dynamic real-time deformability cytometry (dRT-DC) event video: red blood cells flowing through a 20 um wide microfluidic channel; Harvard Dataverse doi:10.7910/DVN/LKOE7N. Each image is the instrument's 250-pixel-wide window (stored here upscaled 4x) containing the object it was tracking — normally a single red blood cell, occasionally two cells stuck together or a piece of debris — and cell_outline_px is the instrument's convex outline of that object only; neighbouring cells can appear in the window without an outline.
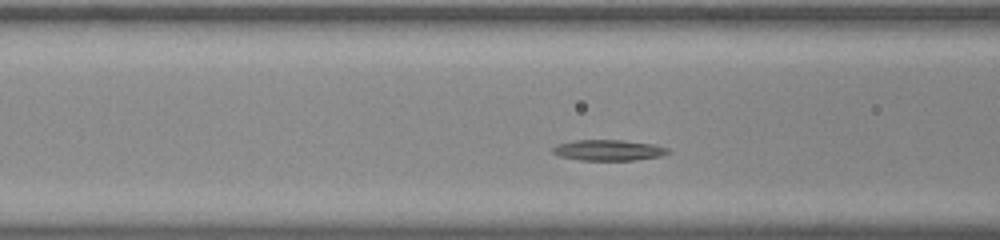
{"species": "common noctule bat (a hibernating species)", "species_latin": "Nyctalus noctula", "temperature_condition": "room temperature", "stored_images_in_passage": 36, "camera_frame_rate_fps": 3000, "um_per_image_px": 0.085, "animal": {"sex": "male", "body_mass_g": 20.0, "forearm_length_mm": 53.3}, "frame": {"image": 1, "passage_image": 9, "time_ms": 2.667, "image_size_px": [1000, 240], "cell_outline_px": [[668, 152], [660, 156], [636, 160], [580, 160], [560, 156], [552, 152], [552, 148], [556, 144], [572, 140], [620, 140], [652, 144], [668, 148]], "centroid_in_image_um": [51.66, 12.76], "position_along_channel_um": 114.9, "area_um2": 13.87}}
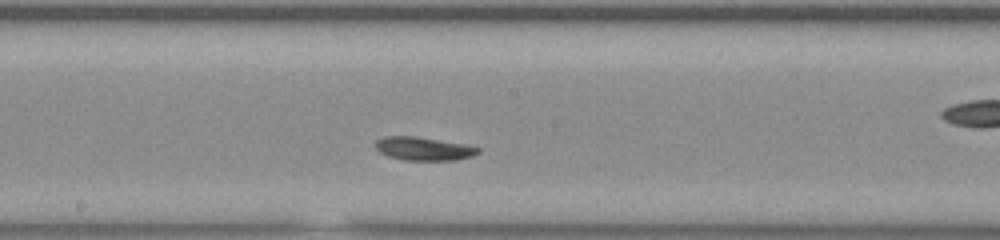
{"frame": {"image": 2, "passage_image": 17, "time_ms": 5.333, "image_size_px": [1000, 240], "cell_outline_px": [[480, 152], [472, 156], [456, 160], [404, 160], [388, 156], [380, 152], [376, 148], [376, 140], [384, 136], [416, 136], [464, 144], [480, 148]], "centroid_in_image_um": [36.01, 12.64], "position_along_channel_um": 212.2, "area_um2": 13.93}}
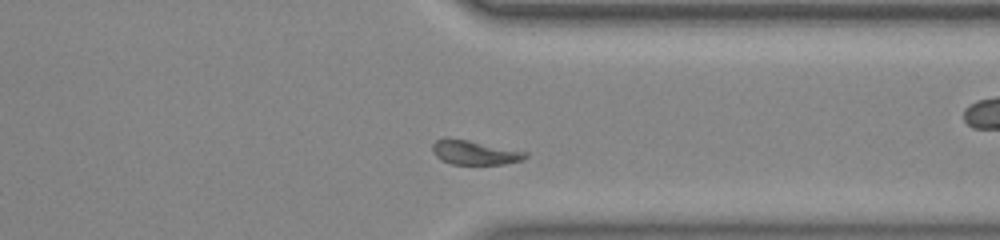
{"frame": {"image": 3, "passage_image": 30, "time_ms": 9.667, "image_size_px": [1000, 240], "cell_outline_px": [[528, 156], [524, 160], [504, 164], [452, 164], [440, 160], [432, 152], [432, 144], [436, 140], [444, 136], [468, 140], [528, 152]], "centroid_in_image_um": [40.31, 12.95], "position_along_channel_um": 371.1, "area_um2": 13.35}, "authors_computed_cell_mechanics": {"area_um2": 13.7275, "velocity_mm_per_s": 3.6577, "shape_relaxation_time_tau1_ms": 7.3348, "shape_relaxation_time_tau2_ms": 2.6376, "deformation_change_tau1": 0.1645, "deformation_change_tau2": 0.0516}}